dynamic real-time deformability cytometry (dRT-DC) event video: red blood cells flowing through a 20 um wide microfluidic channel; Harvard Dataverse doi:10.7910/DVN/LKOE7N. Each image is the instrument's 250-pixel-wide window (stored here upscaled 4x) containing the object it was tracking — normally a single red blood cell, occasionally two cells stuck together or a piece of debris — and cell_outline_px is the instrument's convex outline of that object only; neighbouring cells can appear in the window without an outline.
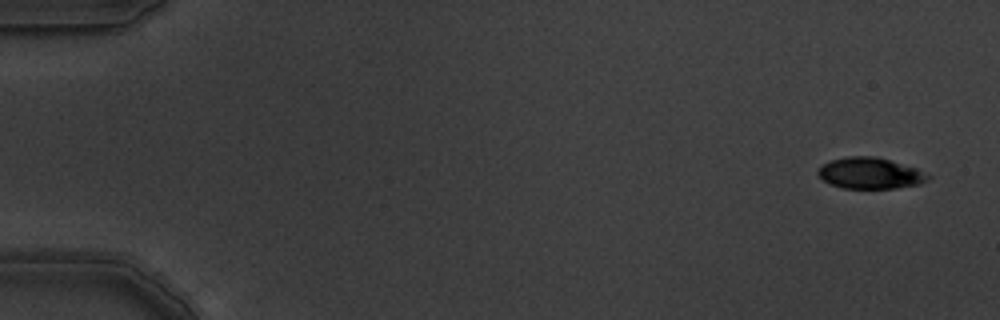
{"species": "common noctule bat (a hibernating species)", "species_latin": "Nyctalus noctula", "temperature_condition": "warm", "stored_images_in_passage": 5, "camera_frame_rate_fps": 3000, "um_per_image_px": 0.085, "animal": {"sex": "male", "body_mass_g": 19.5, "forearm_length_mm": 54.6}, "frame": {"image": 1, "passage_image": 1, "time_ms": 0.0, "image_size_px": [1000, 320], "cell_outline_px": [[932, 176], [928, 180], [920, 184], [896, 188], [844, 188], [832, 184], [824, 180], [816, 172], [816, 168], [832, 160], [844, 156], [876, 156], [916, 168]], "centroid_in_image_um": [73.97, 14.71], "position_along_channel_um": 11.0, "area_um2": 19.94}}
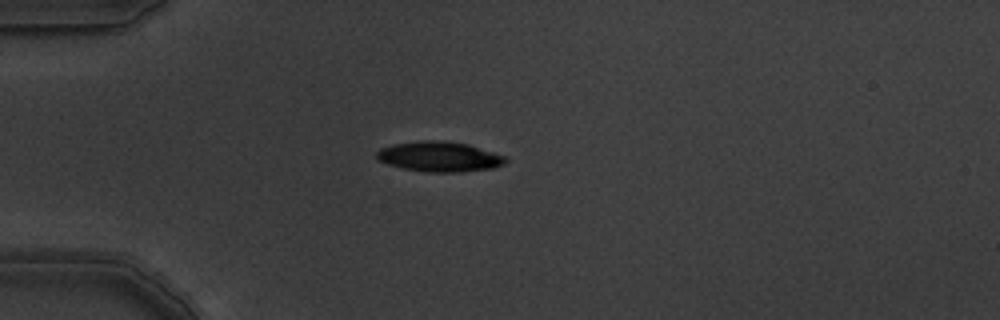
{"frame": {"image": 2, "passage_image": 5, "time_ms": 1.333, "image_size_px": [1000, 320], "cell_outline_px": [[508, 160], [504, 164], [492, 168], [460, 172], [428, 172], [404, 168], [388, 164], [376, 160], [376, 152], [380, 148], [392, 144], [420, 140], [432, 140], [468, 144], [504, 156]], "centroid_in_image_um": [37.3, 13.31], "position_along_channel_um": 47.7, "area_um2": 22.48}}